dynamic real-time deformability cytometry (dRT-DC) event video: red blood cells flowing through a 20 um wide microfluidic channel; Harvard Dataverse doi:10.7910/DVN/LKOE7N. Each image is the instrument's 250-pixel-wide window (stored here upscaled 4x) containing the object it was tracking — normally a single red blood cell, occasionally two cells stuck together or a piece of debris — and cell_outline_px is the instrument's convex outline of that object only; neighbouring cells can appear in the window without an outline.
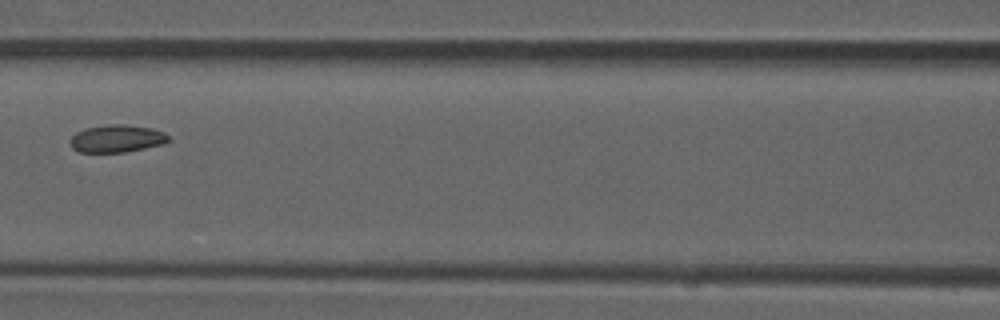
{"species": "common noctule bat (a hibernating species)", "species_latin": "Nyctalus noctula", "temperature_condition": "room temperature", "stored_images_in_passage": 5, "camera_frame_rate_fps": 3000, "um_per_image_px": 0.085, "animal": {"sex": "male", "forearm_length_mm": 52.5}, "frame": {"image": 1, "passage_image": 4, "time_ms": 1.0, "image_size_px": [1000, 320], "cell_outline_px": [[172, 140], [164, 144], [124, 152], [80, 152], [72, 148], [68, 140], [76, 132], [84, 128], [108, 124], [124, 124], [152, 128], [164, 132]], "centroid_in_image_um": [9.92, 11.77], "position_along_channel_um": 156.7, "area_um2": 15.95}}
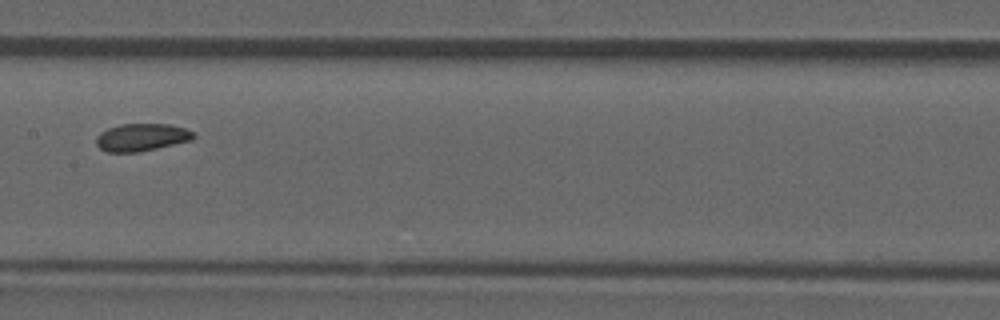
{"frame": {"image": 2, "passage_image": 5, "time_ms": 1.333, "image_size_px": [1000, 320], "cell_outline_px": [[196, 136], [192, 140], [140, 152], [108, 152], [100, 148], [96, 144], [96, 136], [100, 132], [108, 128], [120, 124], [168, 124], [184, 128], [196, 132]], "centroid_in_image_um": [12.05, 11.67], "position_along_channel_um": 195.4, "area_um2": 15.72}}